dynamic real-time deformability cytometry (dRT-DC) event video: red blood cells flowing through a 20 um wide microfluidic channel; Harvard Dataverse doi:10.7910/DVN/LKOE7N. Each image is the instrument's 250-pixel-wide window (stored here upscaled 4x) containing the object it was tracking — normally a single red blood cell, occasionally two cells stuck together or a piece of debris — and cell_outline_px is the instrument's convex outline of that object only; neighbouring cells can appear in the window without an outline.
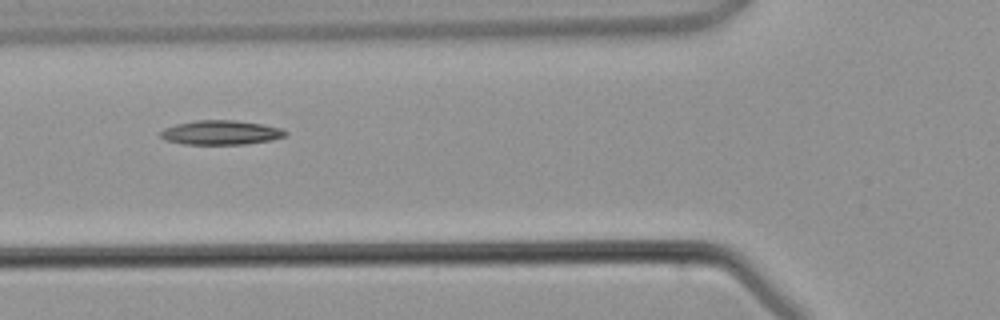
{"species": "common noctule bat (a hibernating species)", "species_latin": "Nyctalus noctula", "temperature_condition": "warm", "stored_images_in_passage": 5, "camera_frame_rate_fps": 3000, "um_per_image_px": 0.085, "animal": {"sex": "male", "body_mass_g": 21.5, "forearm_length_mm": 52.0}, "frame": {"image": 1, "passage_image": 4, "time_ms": 3.667, "image_size_px": [1000, 320], "cell_outline_px": [[288, 132], [284, 136], [272, 140], [244, 144], [184, 144], [164, 140], [160, 136], [160, 132], [164, 128], [176, 124], [196, 120], [232, 120], [260, 124], [280, 128]], "centroid_in_image_um": [18.73, 11.27], "position_along_channel_um": 107.1, "area_um2": 17.57}}
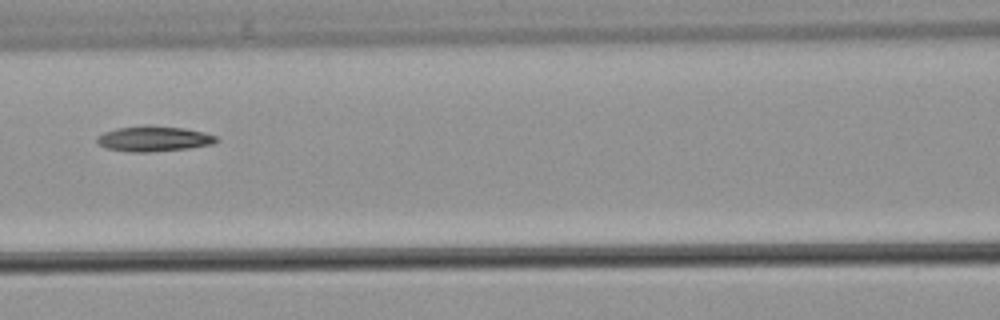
{"frame": {"image": 2, "passage_image": 5, "time_ms": 4.667, "image_size_px": [1000, 320], "cell_outline_px": [[220, 140], [212, 144], [188, 148], [148, 152], [132, 152], [108, 148], [100, 144], [96, 140], [96, 136], [104, 132], [116, 128], [144, 124], [148, 124], [184, 128], [204, 132], [216, 136]], "centroid_in_image_um": [13.07, 11.77], "position_along_channel_um": 153.5, "area_um2": 17.74}}